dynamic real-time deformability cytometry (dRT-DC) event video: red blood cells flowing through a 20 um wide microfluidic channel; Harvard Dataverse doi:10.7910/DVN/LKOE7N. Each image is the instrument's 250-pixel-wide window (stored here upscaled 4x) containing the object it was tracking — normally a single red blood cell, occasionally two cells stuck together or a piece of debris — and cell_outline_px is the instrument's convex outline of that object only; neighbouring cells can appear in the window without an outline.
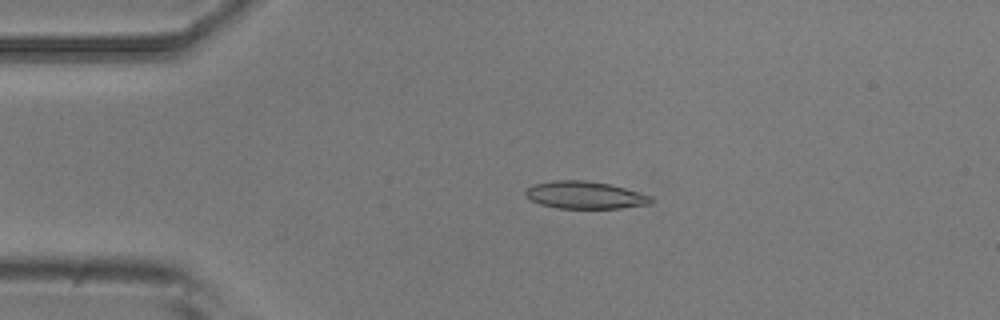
{"species": "common noctule bat (a hibernating species)", "species_latin": "Nyctalus noctula", "temperature_condition": "room temperature", "stored_images_in_passage": 54, "camera_frame_rate_fps": 3000, "um_per_image_px": 0.085, "animal": {"sex": "male", "body_mass_g": 20.5, "forearm_length_mm": 52.5}, "frame": {"image": 1, "passage_image": 11, "time_ms": 3.333, "image_size_px": [1000, 320], "cell_outline_px": [[652, 204], [620, 208], [556, 208], [540, 204], [524, 196], [524, 192], [532, 184], [556, 180], [584, 180], [608, 184], [624, 188], [652, 196]], "centroid_in_image_um": [49.7, 16.58], "position_along_channel_um": 35.3, "area_um2": 20.0}}
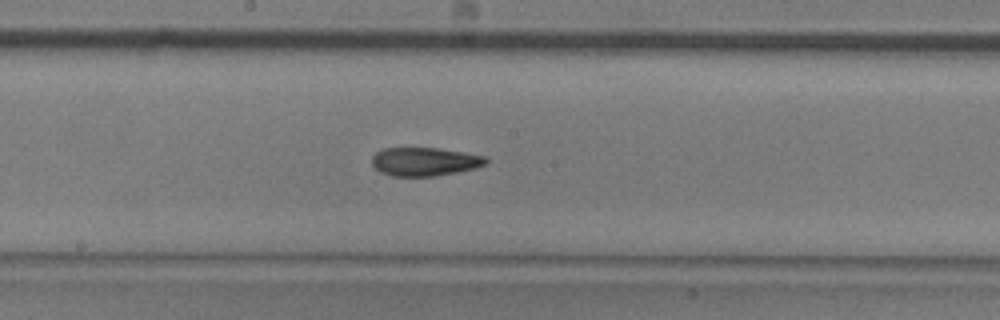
{"frame": {"image": 2, "passage_image": 28, "time_ms": 9.0, "image_size_px": [1000, 320], "cell_outline_px": [[488, 164], [476, 168], [436, 176], [392, 176], [380, 172], [372, 164], [372, 156], [376, 152], [384, 148], [436, 148], [488, 156]], "centroid_in_image_um": [36.12, 13.74], "position_along_channel_um": 212.1, "area_um2": 19.02}}
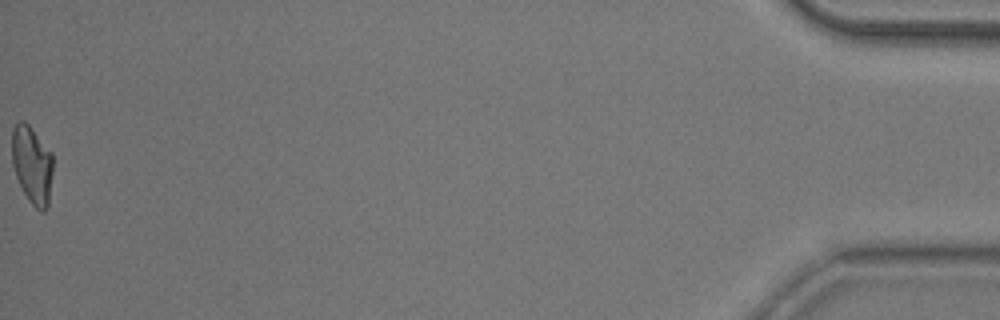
{"frame": {"image": 3, "passage_image": 54, "time_ms": 17.667, "image_size_px": [1000, 320], "cell_outline_px": [[52, 172], [48, 208], [44, 212], [40, 212], [28, 200], [16, 176], [12, 164], [12, 128], [20, 120], [24, 120], [28, 124], [52, 152]], "centroid_in_image_um": [2.73, 14.01], "position_along_channel_um": 432.5, "area_um2": 18.67}, "authors_computed_cell_mechanics": {"area_um2": 19.4208, "velocity_mm_per_s": 3.7279, "shape_relaxation_time_tau1_ms": 8.1223, "shape_relaxation_time_tau2_ms": 4.0, "deformation_change_tau1": 0.2366, "deformation_change_tau2": 0.0991}}